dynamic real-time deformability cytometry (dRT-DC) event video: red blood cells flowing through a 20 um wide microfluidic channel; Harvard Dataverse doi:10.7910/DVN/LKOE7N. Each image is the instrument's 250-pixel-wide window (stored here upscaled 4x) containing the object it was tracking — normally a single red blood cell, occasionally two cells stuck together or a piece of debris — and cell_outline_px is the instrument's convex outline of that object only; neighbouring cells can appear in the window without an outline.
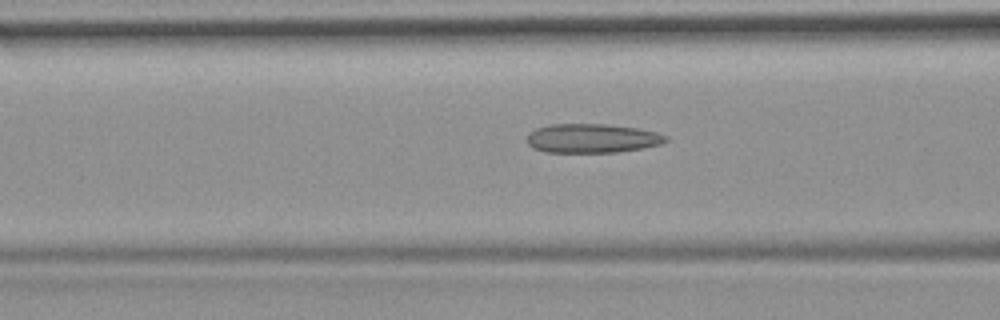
{"species": "common noctule bat (a hibernating species)", "species_latin": "Nyctalus noctula", "temperature_condition": "room temperature", "stored_images_in_passage": 15, "camera_frame_rate_fps": 3000, "um_per_image_px": 0.085, "animal": {"sex": "female", "body_mass_g": 19.9}, "frame": {"image": 1, "passage_image": 9, "time_ms": 2.667, "image_size_px": [1000, 320], "cell_outline_px": [[668, 140], [660, 144], [644, 148], [616, 152], [544, 152], [532, 148], [528, 144], [528, 136], [536, 128], [552, 124], [604, 124], [636, 128], [656, 132], [668, 136]], "centroid_in_image_um": [50.34, 11.76], "position_along_channel_um": 116.3, "area_um2": 23.41}}
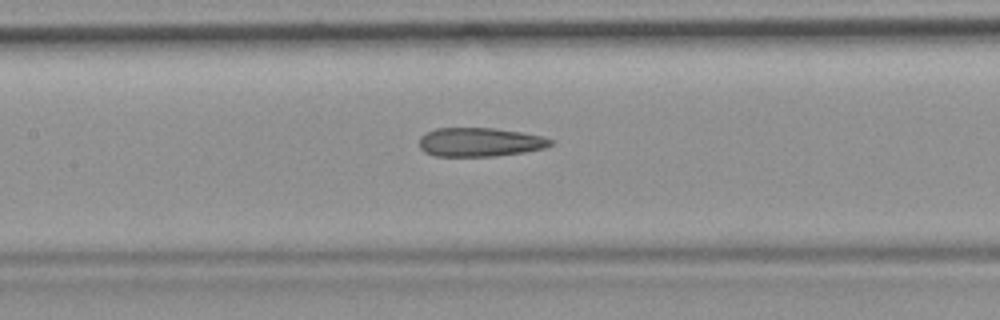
{"frame": {"image": 2, "passage_image": 13, "time_ms": 4.0, "image_size_px": [1000, 320], "cell_outline_px": [[556, 140], [552, 144], [544, 148], [524, 152], [496, 156], [436, 156], [424, 152], [420, 148], [420, 136], [436, 128], [496, 128], [520, 132], [540, 136]], "centroid_in_image_um": [40.79, 12.08], "position_along_channel_um": 166.6, "area_um2": 22.08}}